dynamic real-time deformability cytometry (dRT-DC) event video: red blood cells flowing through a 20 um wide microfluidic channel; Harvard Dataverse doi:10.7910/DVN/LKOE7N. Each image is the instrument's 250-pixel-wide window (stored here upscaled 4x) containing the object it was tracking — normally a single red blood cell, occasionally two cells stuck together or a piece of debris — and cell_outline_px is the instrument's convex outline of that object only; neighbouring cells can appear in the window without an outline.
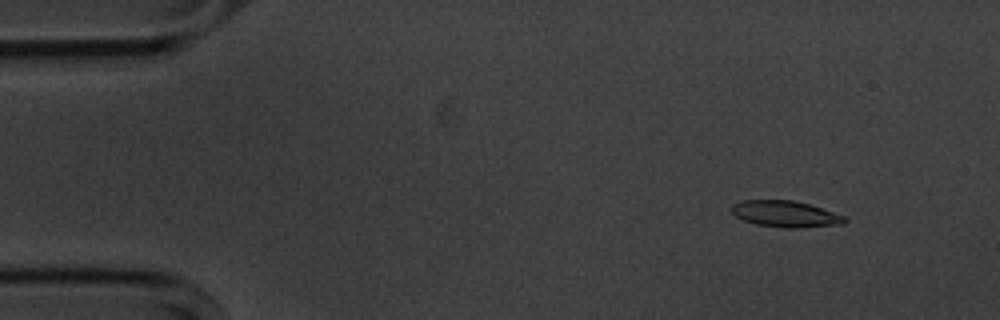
{"species": "common noctule bat (a hibernating species)", "species_latin": "Nyctalus noctula", "temperature_condition": "cold", "stored_images_in_passage": 55, "camera_frame_rate_fps": 3000, "um_per_image_px": 0.085, "animal": {"sex": "male", "body_mass_g": 20.1, "forearm_length_mm": 53.5}, "frame": {"image": 1, "passage_image": 6, "time_ms": 1.667, "image_size_px": [1000, 320], "cell_outline_px": [[848, 220], [844, 224], [796, 228], [784, 228], [756, 224], [744, 220], [736, 216], [732, 212], [732, 204], [744, 200], [792, 200], [808, 204], [844, 216]], "centroid_in_image_um": [66.76, 18.19], "position_along_channel_um": 18.2, "area_um2": 17.17}}
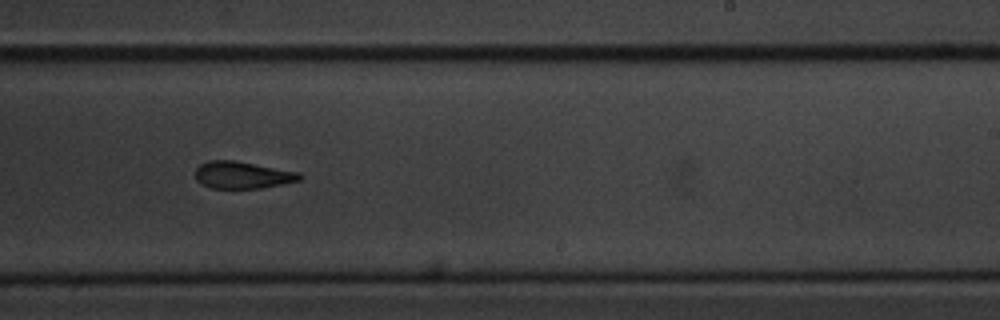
{"frame": {"image": 2, "passage_image": 34, "time_ms": 11.0, "image_size_px": [1000, 320], "cell_outline_px": [[304, 176], [300, 180], [284, 184], [260, 188], [212, 188], [196, 180], [196, 168], [200, 164], [208, 160], [232, 160], [300, 172]], "centroid_in_image_um": [20.64, 14.87], "position_along_channel_um": 268.4, "area_um2": 16.42}}
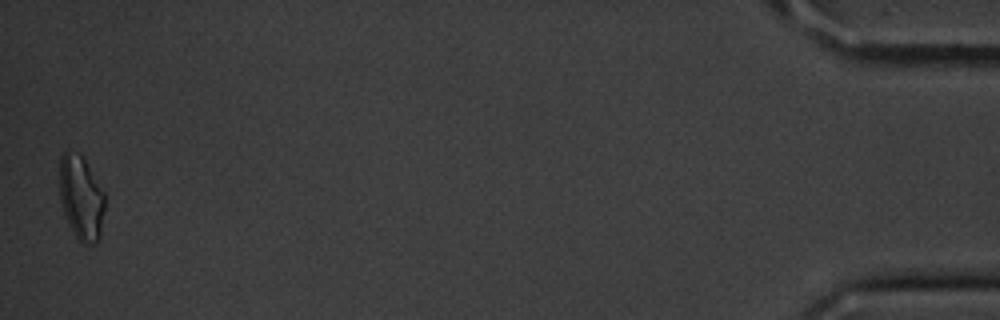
{"frame": {"image": 3, "passage_image": 55, "time_ms": 18.0, "image_size_px": [1000, 320], "cell_outline_px": [[104, 208], [100, 240], [92, 244], [84, 244], [76, 236], [68, 224], [60, 200], [60, 156], [64, 152], [80, 152], [104, 192]], "centroid_in_image_um": [6.9, 16.81], "position_along_channel_um": 428.3, "area_um2": 22.14}, "authors_computed_cell_mechanics": {"area_um2": 17.5712, "velocity_mm_per_s": 3.5901, "shape_relaxation_time_tau1_ms": 3.9905, "shape_relaxation_time_tau2_ms": 6.4719, "deformation_change_tau1": 0.135, "deformation_change_tau2": 0.1606}}